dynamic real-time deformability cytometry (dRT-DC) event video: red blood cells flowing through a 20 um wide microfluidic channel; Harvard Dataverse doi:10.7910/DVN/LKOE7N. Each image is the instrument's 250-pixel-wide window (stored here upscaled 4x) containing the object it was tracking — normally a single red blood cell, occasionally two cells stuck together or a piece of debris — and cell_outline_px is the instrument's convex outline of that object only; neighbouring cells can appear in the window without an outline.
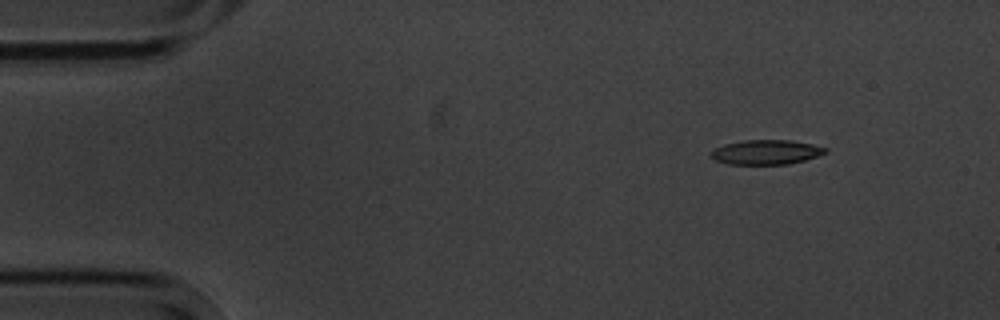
{"species": "common noctule bat (a hibernating species)", "species_latin": "Nyctalus noctula", "temperature_condition": "cold", "stored_images_in_passage": 9, "camera_frame_rate_fps": 3000, "um_per_image_px": 0.085, "animal": {"sex": "male", "body_mass_g": 20.1, "forearm_length_mm": 53.5}, "frame": {"image": 1, "passage_image": 1, "time_ms": 0.0, "image_size_px": [1000, 320], "cell_outline_px": [[828, 152], [804, 160], [788, 164], [728, 164], [716, 160], [712, 156], [712, 152], [716, 148], [724, 144], [744, 140], [792, 140], [812, 144], [828, 148]], "centroid_in_image_um": [65.16, 12.92], "position_along_channel_um": 19.8, "area_um2": 16.24}}
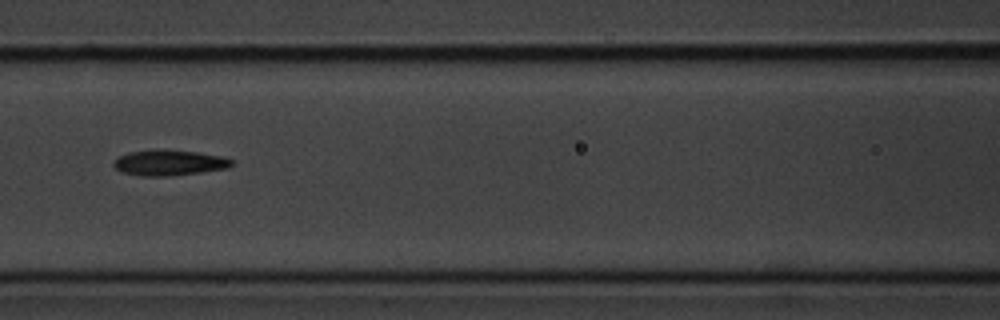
{"frame": {"image": 2, "passage_image": 6, "time_ms": 6.0, "image_size_px": [1000, 320], "cell_outline_px": [[232, 164], [228, 168], [200, 172], [168, 176], [144, 176], [124, 172], [116, 168], [112, 164], [120, 156], [128, 152], [152, 148], [156, 148], [196, 152], [224, 156], [232, 160]], "centroid_in_image_um": [14.38, 13.81], "position_along_channel_um": 152.2, "area_um2": 17.63}}
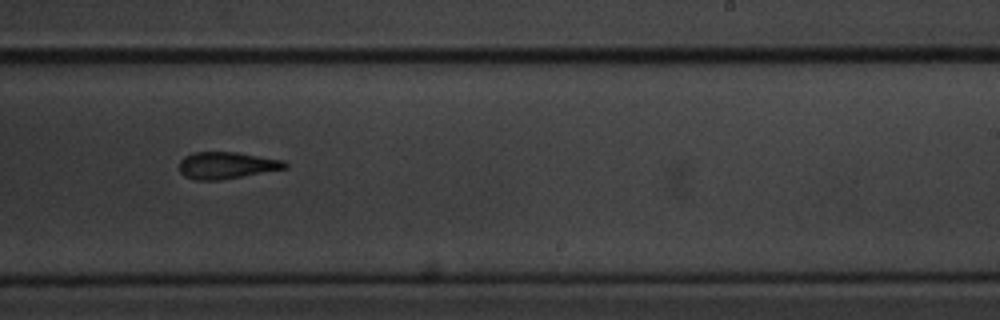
{"frame": {"image": 3, "passage_image": 9, "time_ms": 9.333, "image_size_px": [1000, 320], "cell_outline_px": [[288, 168], [220, 180], [196, 180], [184, 176], [180, 172], [180, 160], [184, 156], [192, 152], [236, 152], [284, 160], [288, 164]], "centroid_in_image_um": [19.26, 14.05], "position_along_channel_um": 269.7, "area_um2": 16.59}}